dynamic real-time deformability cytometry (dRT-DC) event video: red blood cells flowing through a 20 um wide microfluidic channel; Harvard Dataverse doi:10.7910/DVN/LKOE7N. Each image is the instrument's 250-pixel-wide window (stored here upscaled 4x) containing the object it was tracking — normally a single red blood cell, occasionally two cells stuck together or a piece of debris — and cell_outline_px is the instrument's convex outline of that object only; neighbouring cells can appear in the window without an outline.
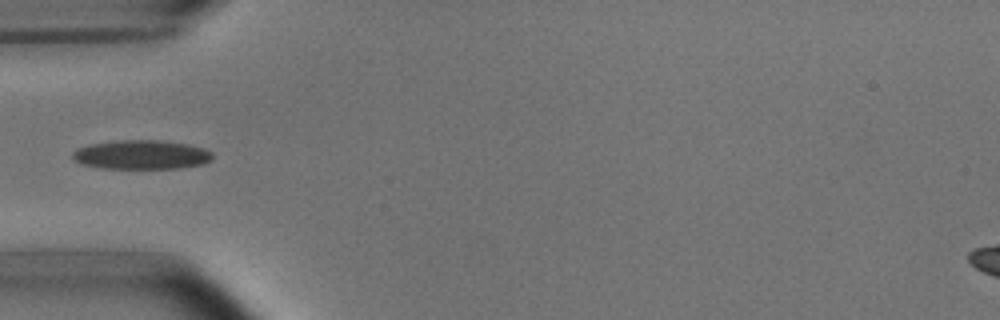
{"species": "common noctule bat (a hibernating species)", "species_latin": "Nyctalus noctula", "temperature_condition": "room temperature", "stored_images_in_passage": 4, "camera_frame_rate_fps": 3000, "um_per_image_px": 0.085, "animal": {"sex": "male", "body_mass_g": 15.6}, "frame": {"image": 1, "passage_image": 3, "time_ms": 2.333, "image_size_px": [1000, 320], "cell_outline_px": [[212, 160], [204, 164], [180, 168], [100, 168], [80, 164], [72, 160], [72, 152], [76, 148], [88, 144], [116, 140], [160, 140], [188, 144], [204, 148], [212, 152]], "centroid_in_image_um": [11.98, 13.15], "position_along_channel_um": 73.0, "area_um2": 24.1}}